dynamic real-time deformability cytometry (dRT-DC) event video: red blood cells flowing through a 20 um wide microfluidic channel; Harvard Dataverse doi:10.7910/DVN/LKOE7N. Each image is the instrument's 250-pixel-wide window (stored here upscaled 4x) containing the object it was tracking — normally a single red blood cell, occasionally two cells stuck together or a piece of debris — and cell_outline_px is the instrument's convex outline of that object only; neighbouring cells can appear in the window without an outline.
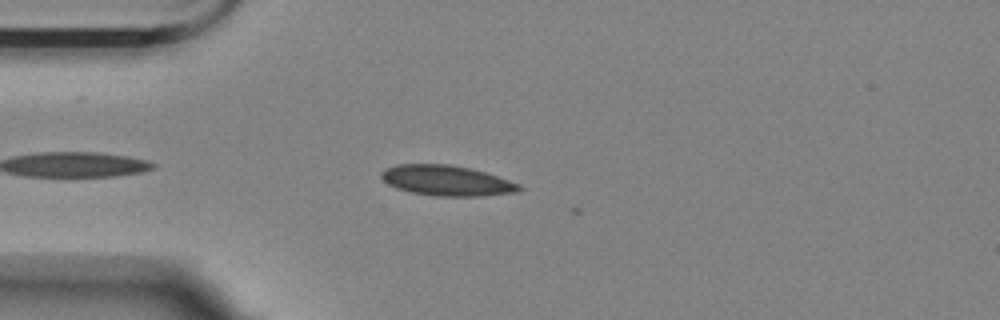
{"species": "Egyptian fruit bat (a non-hibernating species)", "species_latin": "Rousettus aegyptiacus", "temperature_condition": "room temperature", "stored_images_in_passage": 13, "camera_frame_rate_fps": 3000, "um_per_image_px": 0.085, "animal": {"sex": "female"}, "frame": {"image": 1, "passage_image": 12, "time_ms": 3.667, "image_size_px": [1000, 320], "cell_outline_px": [[524, 188], [516, 192], [480, 196], [436, 196], [408, 192], [396, 188], [388, 184], [380, 176], [380, 172], [396, 164], [448, 164], [468, 168], [484, 172], [520, 184]], "centroid_in_image_um": [37.94, 15.35], "position_along_channel_um": 47.1, "area_um2": 24.28}}